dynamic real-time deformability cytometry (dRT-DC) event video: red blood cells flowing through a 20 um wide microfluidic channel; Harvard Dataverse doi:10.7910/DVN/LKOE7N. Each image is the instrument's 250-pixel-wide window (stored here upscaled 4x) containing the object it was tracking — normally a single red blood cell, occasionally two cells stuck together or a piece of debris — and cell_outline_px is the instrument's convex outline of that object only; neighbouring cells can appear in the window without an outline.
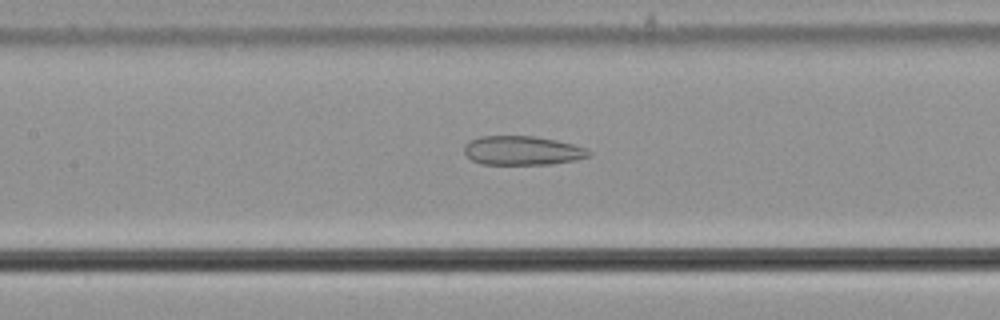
{"species": "common noctule bat (a hibernating species)", "species_latin": "Nyctalus noctula", "temperature_condition": "cold", "stored_images_in_passage": 39, "camera_frame_rate_fps": 3000, "um_per_image_px": 0.085, "animal": {"sex": "male", "body_mass_g": 21.5, "forearm_length_mm": 52.0}, "frame": {"image": 1, "passage_image": 20, "time_ms": 6.333, "image_size_px": [1000, 320], "cell_outline_px": [[592, 156], [576, 160], [552, 164], [480, 164], [472, 160], [464, 152], [464, 144], [480, 136], [536, 136], [556, 140], [588, 148], [592, 152]], "centroid_in_image_um": [44.44, 12.8], "position_along_channel_um": 163.0, "area_um2": 21.27}}
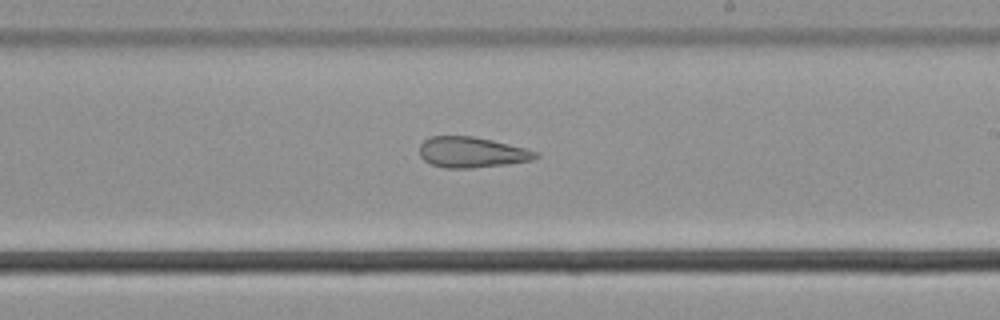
{"frame": {"image": 2, "passage_image": 27, "time_ms": 8.667, "image_size_px": [1000, 320], "cell_outline_px": [[540, 156], [532, 160], [508, 164], [472, 168], [444, 168], [432, 164], [424, 160], [420, 156], [420, 144], [428, 136], [472, 136], [492, 140], [540, 152]], "centroid_in_image_um": [40.1, 12.94], "position_along_channel_um": 248.9, "area_um2": 20.81}}
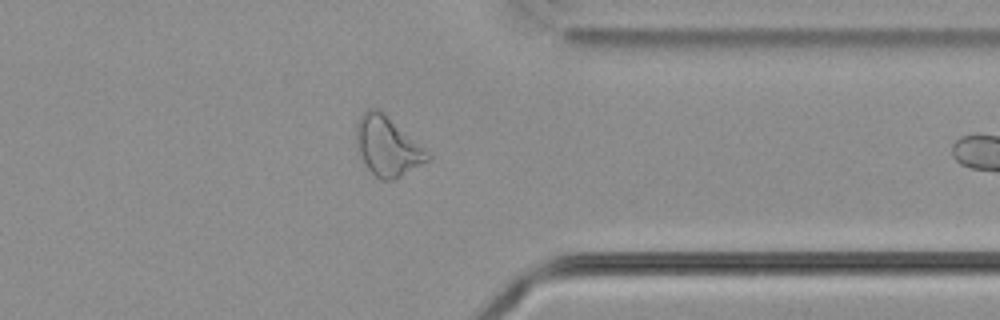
{"frame": {"image": 3, "passage_image": 38, "time_ms": 12.333, "image_size_px": [1000, 320], "cell_outline_px": [[432, 156], [428, 160], [400, 176], [392, 180], [380, 180], [368, 168], [360, 156], [356, 140], [356, 124], [360, 116], [368, 108], [376, 108], [384, 112]], "centroid_in_image_um": [32.9, 12.41], "position_along_channel_um": 378.5, "area_um2": 24.16}}